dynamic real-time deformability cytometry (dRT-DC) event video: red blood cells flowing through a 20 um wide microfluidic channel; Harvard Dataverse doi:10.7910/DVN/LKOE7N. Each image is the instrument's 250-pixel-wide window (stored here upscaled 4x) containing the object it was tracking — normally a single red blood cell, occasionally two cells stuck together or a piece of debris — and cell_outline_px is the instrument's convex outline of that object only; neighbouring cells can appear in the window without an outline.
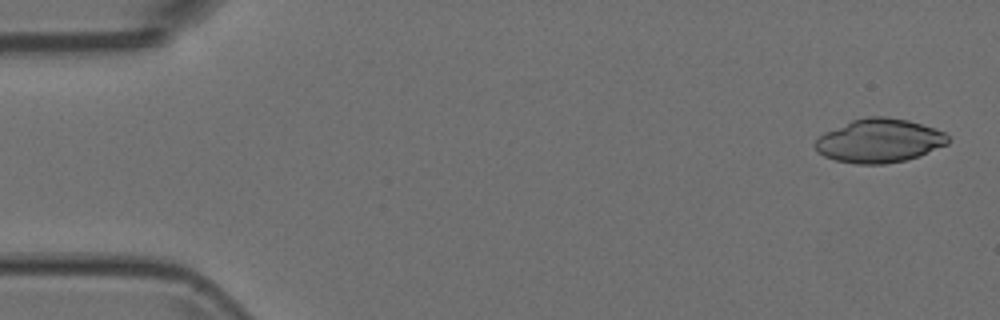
{"species": "Egyptian fruit bat (a non-hibernating species)", "species_latin": "Rousettus aegyptiacus", "temperature_condition": "room temperature", "stored_images_in_passage": 6, "camera_frame_rate_fps": 3000, "um_per_image_px": 0.085, "animal": {"sex": "female"}, "frame": {"image": 1, "passage_image": 1, "time_ms": 0.0, "image_size_px": [1000, 320], "cell_outline_px": [[948, 144], [920, 156], [904, 160], [884, 164], [856, 164], [836, 160], [824, 156], [816, 152], [816, 140], [824, 132], [852, 120], [868, 116], [884, 116], [908, 120], [944, 132], [948, 136]], "centroid_in_image_um": [74.73, 11.96], "position_along_channel_um": 10.3, "area_um2": 33.7}}